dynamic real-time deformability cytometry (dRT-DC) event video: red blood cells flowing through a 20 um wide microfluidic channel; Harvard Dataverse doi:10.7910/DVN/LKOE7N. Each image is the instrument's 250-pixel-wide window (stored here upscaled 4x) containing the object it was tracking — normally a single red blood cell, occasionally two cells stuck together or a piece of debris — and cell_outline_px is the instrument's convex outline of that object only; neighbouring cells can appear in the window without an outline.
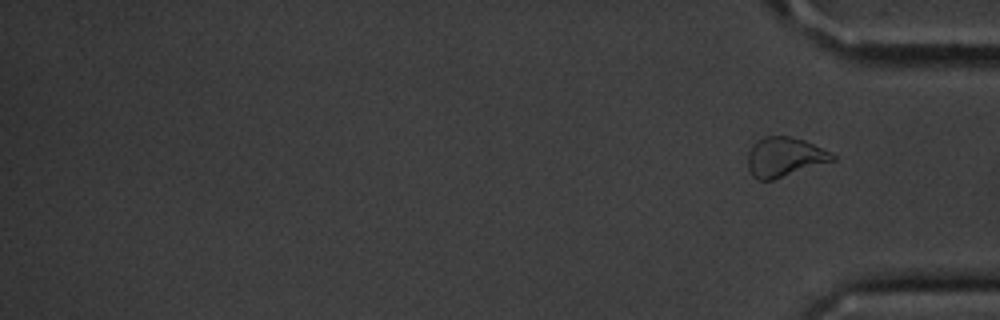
{"species": "common noctule bat (a hibernating species)", "species_latin": "Nyctalus noctula", "temperature_condition": "cold", "stored_images_in_passage": 15, "segment_of_instrument_passage": [2, 2], "camera_frame_rate_fps": 3000, "um_per_image_px": 0.085, "animal": {"sex": "male", "body_mass_g": 20.1, "forearm_length_mm": 53.5}, "frame": {"image": 1, "passage_image": 15, "time_ms": 18.0, "image_size_px": [1000, 320], "cell_outline_px": [[836, 160], [772, 180], [760, 180], [752, 176], [748, 168], [748, 152], [752, 144], [756, 140], [764, 136], [792, 136], [804, 140], [836, 156]], "centroid_in_image_um": [66.64, 13.34], "position_along_channel_um": 368.6, "area_um2": 19.42}}